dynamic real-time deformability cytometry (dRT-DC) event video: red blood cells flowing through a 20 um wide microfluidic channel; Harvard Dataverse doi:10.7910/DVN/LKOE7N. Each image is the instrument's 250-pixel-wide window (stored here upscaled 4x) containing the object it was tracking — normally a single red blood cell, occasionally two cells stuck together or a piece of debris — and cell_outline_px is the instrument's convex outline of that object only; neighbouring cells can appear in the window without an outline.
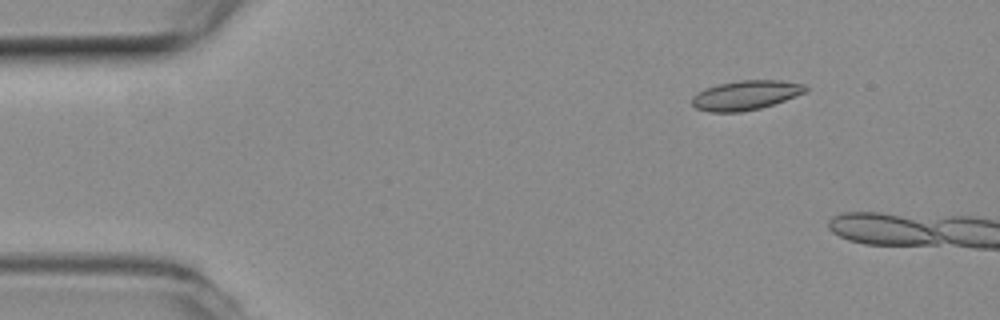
{"species": "common noctule bat (a hibernating species)", "species_latin": "Nyctalus noctula", "temperature_condition": "room temperature", "stored_images_in_passage": 3, "camera_frame_rate_fps": 3000, "um_per_image_px": 0.085, "animal": {"sex": "female", "body_mass_g": 19.3, "forearm_length_mm": 54.1}, "frame": {"image": 1, "passage_image": 2, "time_ms": 0.333, "image_size_px": [1000, 320], "cell_outline_px": [[808, 88], [804, 92], [784, 100], [760, 108], [740, 112], [708, 112], [696, 108], [692, 104], [692, 96], [696, 92], [704, 88], [720, 84], [740, 80], [780, 80], [804, 84]], "centroid_in_image_um": [63.33, 8.09], "position_along_channel_um": 21.7, "area_um2": 19.36}}